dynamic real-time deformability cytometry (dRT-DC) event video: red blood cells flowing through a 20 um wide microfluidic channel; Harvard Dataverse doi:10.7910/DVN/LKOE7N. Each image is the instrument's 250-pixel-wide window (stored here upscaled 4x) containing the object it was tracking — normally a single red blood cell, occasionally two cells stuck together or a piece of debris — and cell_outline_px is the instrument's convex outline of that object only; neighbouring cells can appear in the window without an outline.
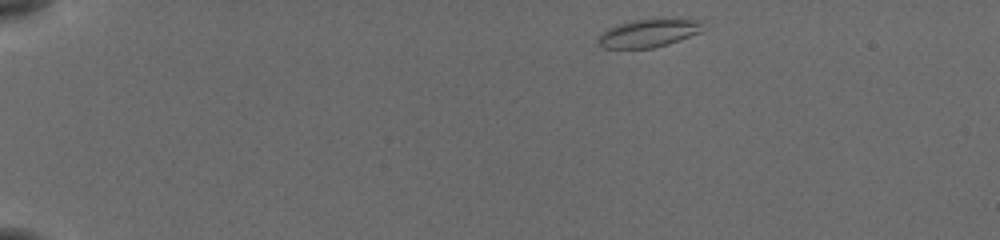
{"species": "common noctule bat (a hibernating species)", "species_latin": "Nyctalus noctula", "temperature_condition": "cold", "stored_images_in_passage": 46, "camera_frame_rate_fps": 3000, "um_per_image_px": 0.085, "animal": {"sex": "female", "body_mass_g": 19.5, "forearm_length_mm": 54.1}, "frame": {"image": 1, "passage_image": 1, "time_ms": 0.0, "image_size_px": [1000, 240], "cell_outline_px": [[704, 20], [700, 32], [668, 44], [652, 48], [604, 48], [596, 44], [596, 40], [600, 32], [608, 28], [632, 20]], "centroid_in_image_um": [55.04, 2.84], "position_along_channel_um": 30.0, "area_um2": 16.82}}
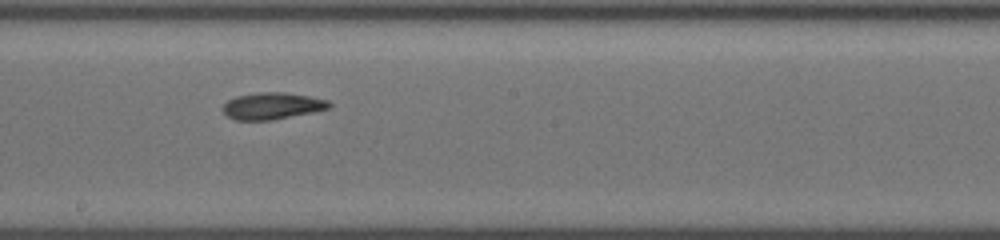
{"frame": {"image": 2, "passage_image": 24, "time_ms": 7.667, "image_size_px": [1000, 240], "cell_outline_px": [[332, 104], [328, 108], [312, 112], [268, 120], [236, 120], [228, 116], [224, 112], [224, 104], [228, 100], [236, 96], [256, 92], [284, 92], [308, 96], [328, 100]], "centroid_in_image_um": [23.12, 8.99], "position_along_channel_um": 225.1, "area_um2": 16.3}}
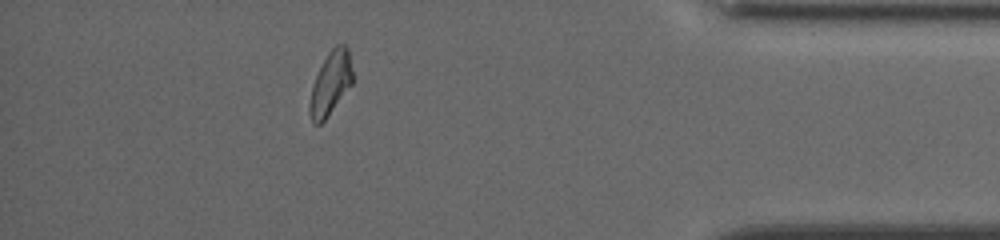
{"frame": {"image": 3, "passage_image": 41, "time_ms": 13.333, "image_size_px": [1000, 240], "cell_outline_px": [[352, 84], [324, 120], [320, 124], [312, 124], [308, 112], [308, 108], [312, 84], [328, 52], [336, 44], [344, 44], [348, 48], [352, 72]], "centroid_in_image_um": [28.07, 7.09], "position_along_channel_um": 407.1, "area_um2": 15.72}, "authors_computed_cell_mechanics": {"area_um2": 16.3285, "velocity_mm_per_s": 3.7903, "shape_relaxation_time_tau1_ms": 6.4713, "shape_relaxation_time_tau2_ms": 4.1935, "deformation_change_tau1": 0.1696, "deformation_change_tau2": 0.0929}}